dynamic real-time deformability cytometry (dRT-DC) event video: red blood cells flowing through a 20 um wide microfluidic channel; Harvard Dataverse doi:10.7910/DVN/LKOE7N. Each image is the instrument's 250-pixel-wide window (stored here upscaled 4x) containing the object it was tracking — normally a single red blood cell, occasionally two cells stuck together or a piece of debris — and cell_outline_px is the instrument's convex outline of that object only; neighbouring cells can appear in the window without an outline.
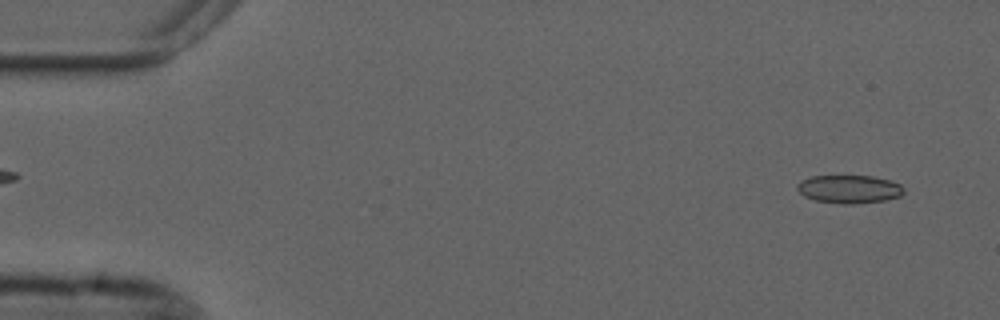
{"species": "common noctule bat (a hibernating species)", "species_latin": "Nyctalus noctula", "temperature_condition": "cold", "stored_images_in_passage": 51, "camera_frame_rate_fps": 3000, "um_per_image_px": 0.085, "animal": {"sex": "male", "forearm_length_mm": 52.5}, "frame": {"image": 1, "passage_image": 3, "time_ms": 0.667, "image_size_px": [1000, 320], "cell_outline_px": [[904, 192], [900, 196], [884, 200], [852, 204], [840, 204], [816, 200], [804, 196], [796, 188], [796, 184], [800, 180], [812, 176], [872, 176], [888, 180], [900, 184], [904, 188]], "centroid_in_image_um": [72.16, 16.07], "position_along_channel_um": 12.8, "area_um2": 17.46}}
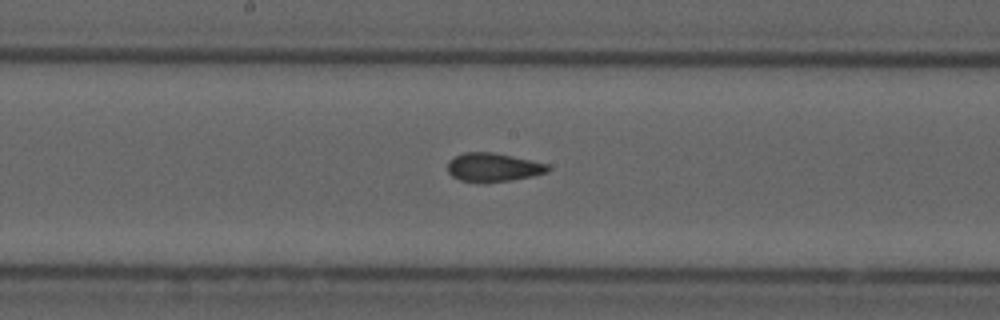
{"frame": {"image": 2, "passage_image": 28, "time_ms": 9.0, "image_size_px": [1000, 320], "cell_outline_px": [[552, 168], [548, 172], [532, 176], [512, 180], [484, 184], [460, 180], [452, 176], [448, 172], [448, 160], [464, 152], [492, 152], [512, 156], [548, 164]], "centroid_in_image_um": [41.92, 14.24], "position_along_channel_um": 206.3, "area_um2": 16.99}}
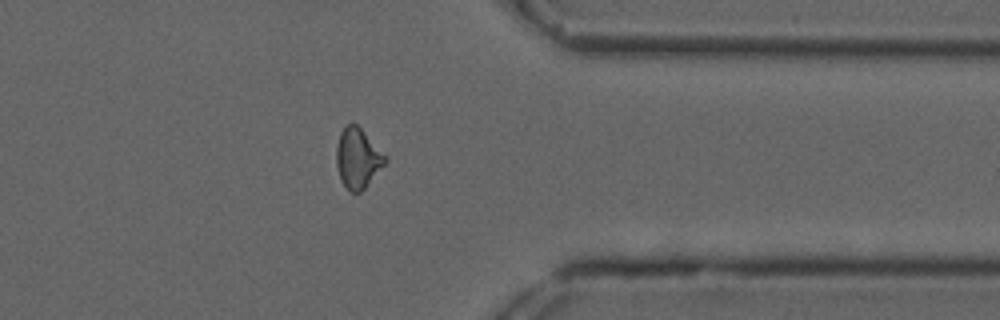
{"frame": {"image": 3, "passage_image": 43, "time_ms": 14.0, "image_size_px": [1000, 320], "cell_outline_px": [[388, 160], [364, 188], [360, 192], [352, 192], [340, 180], [336, 164], [336, 148], [340, 132], [352, 120], [388, 156]], "centroid_in_image_um": [30.41, 13.42], "position_along_channel_um": 381.0, "area_um2": 16.99}, "authors_computed_cell_mechanics": {"area_um2": 17.051, "velocity_mm_per_s": 3.7014, "shape_relaxation_time_tau1_ms": null, "shape_relaxation_time_tau2_ms": 1.5154, "deformation_change_tau1": null, "deformation_change_tau2": 0.0736}}